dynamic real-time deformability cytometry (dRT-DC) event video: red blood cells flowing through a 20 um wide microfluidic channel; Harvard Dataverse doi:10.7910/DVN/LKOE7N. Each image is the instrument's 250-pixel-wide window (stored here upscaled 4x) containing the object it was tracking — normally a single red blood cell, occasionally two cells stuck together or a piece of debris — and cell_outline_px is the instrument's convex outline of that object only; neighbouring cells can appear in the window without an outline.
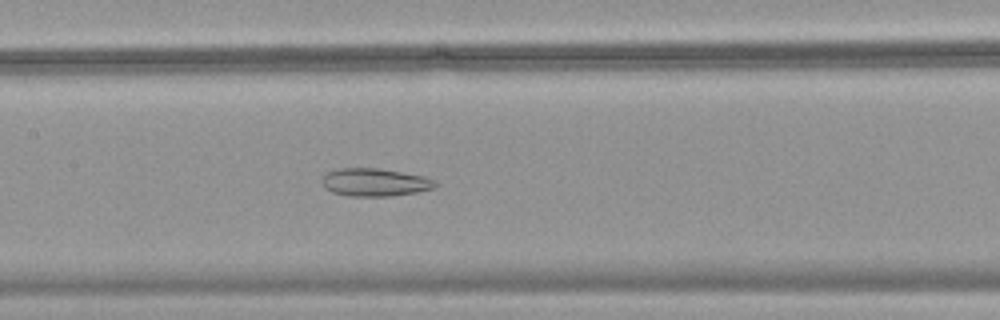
{"species": "common noctule bat (a hibernating species)", "species_latin": "Nyctalus noctula", "temperature_condition": "warm", "stored_images_in_passage": 49, "camera_frame_rate_fps": 3000, "um_per_image_px": 0.085, "animal": {"sex": "female", "body_mass_g": 18.4}, "frame": {"image": 1, "passage_image": 24, "time_ms": 7.667, "image_size_px": [1000, 320], "cell_outline_px": [[440, 184], [432, 188], [416, 192], [392, 196], [348, 196], [332, 192], [324, 188], [320, 180], [324, 172], [340, 168], [380, 168], [424, 176], [436, 180]], "centroid_in_image_um": [31.83, 15.49], "position_along_channel_um": 175.6, "area_um2": 18.73}}
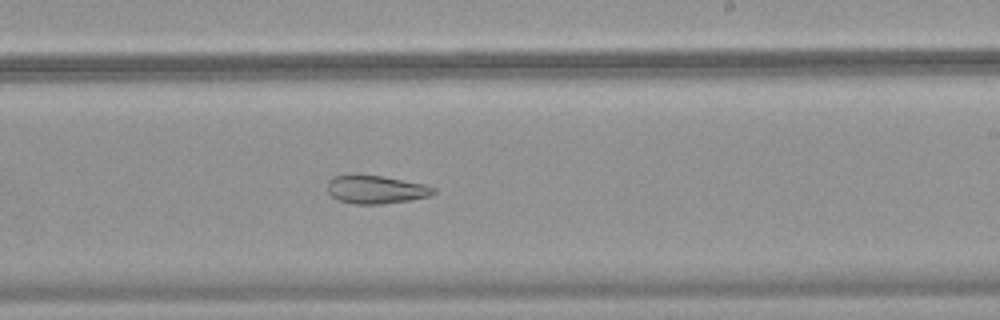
{"frame": {"image": 2, "passage_image": 30, "time_ms": 9.667, "image_size_px": [1000, 320], "cell_outline_px": [[436, 192], [432, 196], [408, 200], [380, 204], [352, 204], [340, 200], [332, 196], [328, 192], [328, 180], [332, 176], [384, 176], [428, 184], [436, 188]], "centroid_in_image_um": [32.03, 16.11], "position_along_channel_um": 257.0, "area_um2": 17.4}}
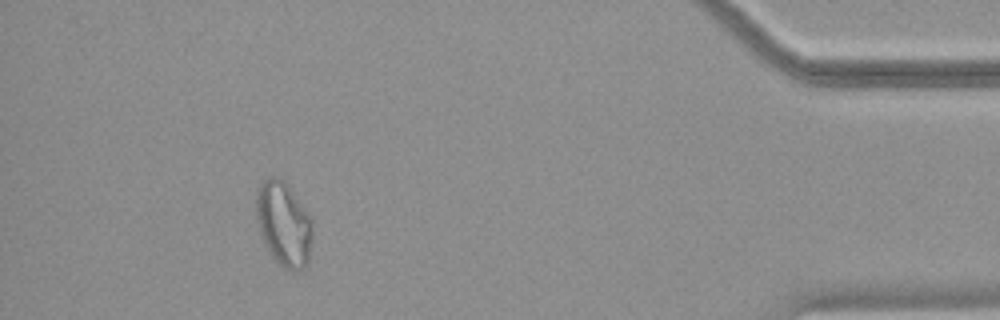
{"frame": {"image": 3, "passage_image": 45, "time_ms": 14.667, "image_size_px": [1000, 320], "cell_outline_px": [[312, 240], [308, 260], [304, 268], [296, 272], [292, 272], [284, 268], [272, 256], [260, 232], [256, 220], [256, 192], [260, 184], [268, 176], [276, 176], [284, 180], [288, 184], [312, 216]], "centroid_in_image_um": [24.14, 19.0], "position_along_channel_um": 411.1, "area_um2": 28.09}}